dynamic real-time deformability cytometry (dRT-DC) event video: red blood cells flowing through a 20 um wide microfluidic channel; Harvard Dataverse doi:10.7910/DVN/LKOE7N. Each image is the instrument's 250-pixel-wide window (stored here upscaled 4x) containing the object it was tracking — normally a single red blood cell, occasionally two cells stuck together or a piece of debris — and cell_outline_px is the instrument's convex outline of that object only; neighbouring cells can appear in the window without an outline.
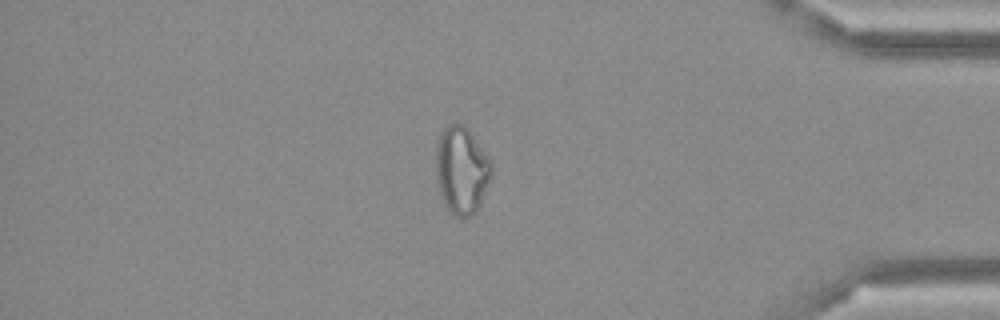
{"species": "Egyptian fruit bat (a non-hibernating species)", "species_latin": "Rousettus aegyptiacus", "temperature_condition": "cold", "stored_images_in_passage": 50, "camera_frame_rate_fps": 3000, "um_per_image_px": 0.085, "frame": {"image": 1, "passage_image": 43, "time_ms": 14.0, "image_size_px": [1000, 320], "cell_outline_px": [[492, 168], [480, 208], [472, 216], [460, 220], [444, 204], [440, 192], [436, 176], [436, 140], [440, 132], [448, 124], [464, 124], [468, 128], [492, 164]], "centroid_in_image_um": [39.21, 14.48], "position_along_channel_um": 396.0, "area_um2": 28.38}}